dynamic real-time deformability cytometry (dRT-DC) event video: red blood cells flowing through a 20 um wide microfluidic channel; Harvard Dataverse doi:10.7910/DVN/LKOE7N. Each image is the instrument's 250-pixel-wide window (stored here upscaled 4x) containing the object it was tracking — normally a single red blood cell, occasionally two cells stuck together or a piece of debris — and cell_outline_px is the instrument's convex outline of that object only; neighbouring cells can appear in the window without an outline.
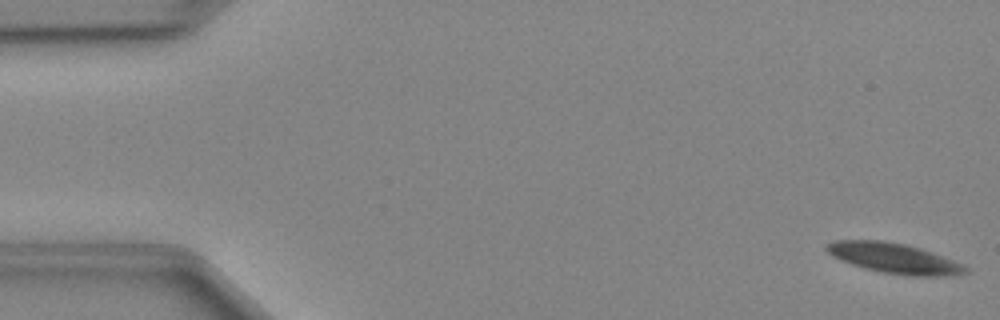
{"species": "Egyptian fruit bat (a non-hibernating species)", "species_latin": "Rousettus aegyptiacus", "temperature_condition": "cold", "stored_images_in_passage": 48, "camera_frame_rate_fps": 3000, "um_per_image_px": 0.085, "animal": {"sex": "female"}, "frame": {"image": 1, "passage_image": 1, "time_ms": 0.0, "image_size_px": [1000, 320], "cell_outline_px": [[968, 272], [952, 276], [912, 276], [880, 272], [864, 268], [852, 264], [832, 256], [824, 248], [824, 244], [832, 240], [884, 240], [904, 244], [920, 248], [932, 252], [964, 264], [968, 268]], "centroid_in_image_um": [75.99, 21.94], "position_along_channel_um": 9.0, "area_um2": 24.62}}
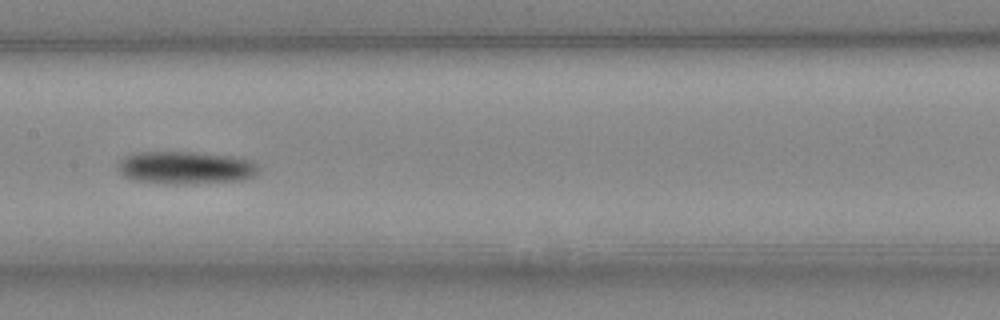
{"frame": {"image": 2, "passage_image": 24, "time_ms": 7.667, "image_size_px": [1000, 320], "cell_outline_px": [[260, 168], [252, 176], [240, 180], [176, 184], [164, 184], [132, 180], [124, 176], [116, 168], [116, 164], [124, 156], [136, 152], [196, 152], [232, 156], [252, 160], [260, 164]], "centroid_in_image_um": [15.73, 14.24], "position_along_channel_um": 191.7, "area_um2": 27.05}}
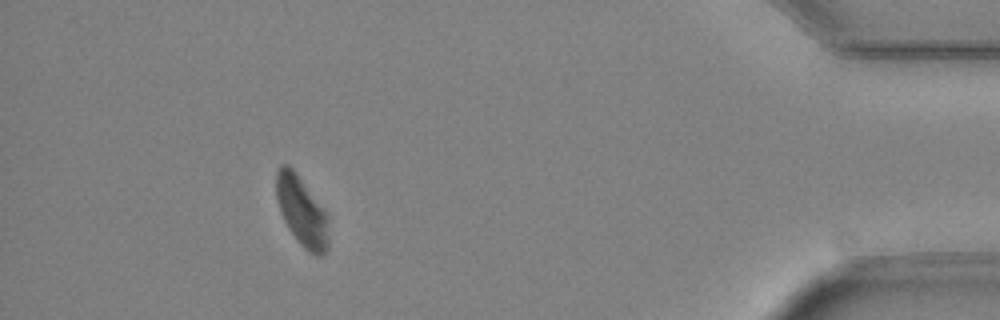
{"frame": {"image": 3, "passage_image": 44, "time_ms": 14.333, "image_size_px": [1000, 320], "cell_outline_px": [[328, 248], [320, 256], [316, 256], [308, 252], [300, 244], [288, 228], [280, 212], [276, 200], [276, 172], [280, 164], [288, 164], [296, 172], [328, 212]], "centroid_in_image_um": [25.66, 17.94], "position_along_channel_um": 409.5, "area_um2": 21.68}}